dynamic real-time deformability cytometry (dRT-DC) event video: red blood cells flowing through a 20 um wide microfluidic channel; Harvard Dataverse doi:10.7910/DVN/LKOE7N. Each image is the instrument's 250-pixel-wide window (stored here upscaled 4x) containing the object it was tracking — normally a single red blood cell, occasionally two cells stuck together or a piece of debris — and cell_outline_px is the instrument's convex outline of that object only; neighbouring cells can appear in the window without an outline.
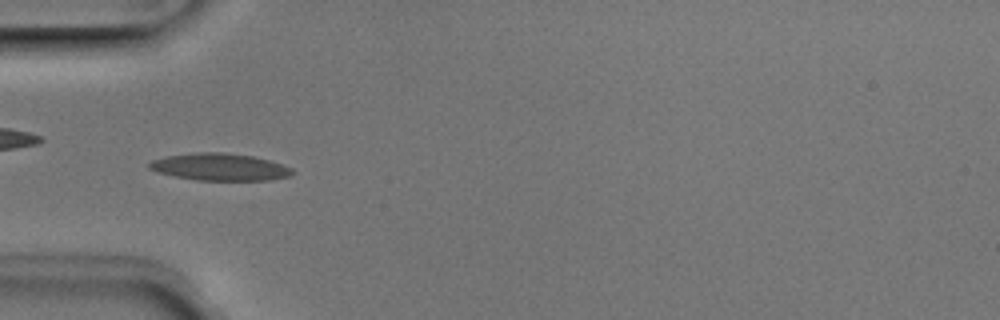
{"species": "Egyptian fruit bat (a non-hibernating species)", "species_latin": "Rousettus aegyptiacus", "temperature_condition": "room temperature", "stored_images_in_passage": 52, "camera_frame_rate_fps": 3000, "um_per_image_px": 0.085, "animal": {"sex": "male"}, "frame": {"image": 1, "passage_image": 17, "time_ms": 5.333, "image_size_px": [1000, 320], "cell_outline_px": [[296, 172], [288, 176], [272, 180], [196, 180], [156, 172], [148, 168], [148, 164], [152, 160], [164, 156], [196, 152], [224, 152], [252, 156], [268, 160], [292, 168]], "centroid_in_image_um": [18.66, 14.19], "position_along_channel_um": 66.3, "area_um2": 22.66}}
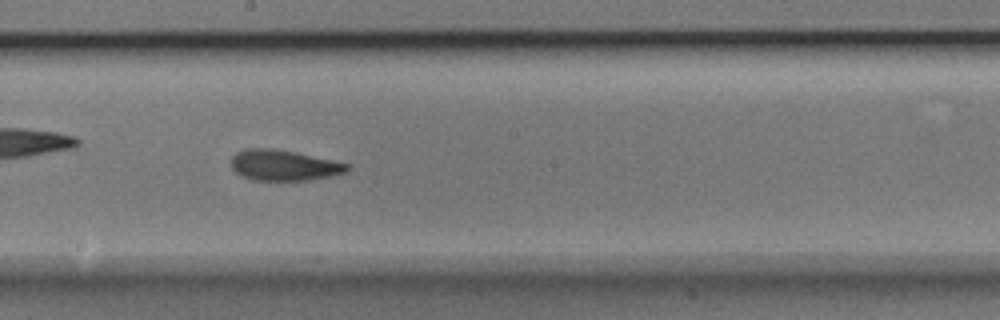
{"frame": {"image": 2, "passage_image": 29, "time_ms": 9.333, "image_size_px": [1000, 320], "cell_outline_px": [[352, 168], [348, 172], [336, 176], [308, 180], [252, 180], [240, 176], [232, 168], [232, 156], [236, 152], [244, 148], [272, 148], [296, 152], [352, 164]], "centroid_in_image_um": [24.19, 14.05], "position_along_channel_um": 224.0, "area_um2": 21.21}}
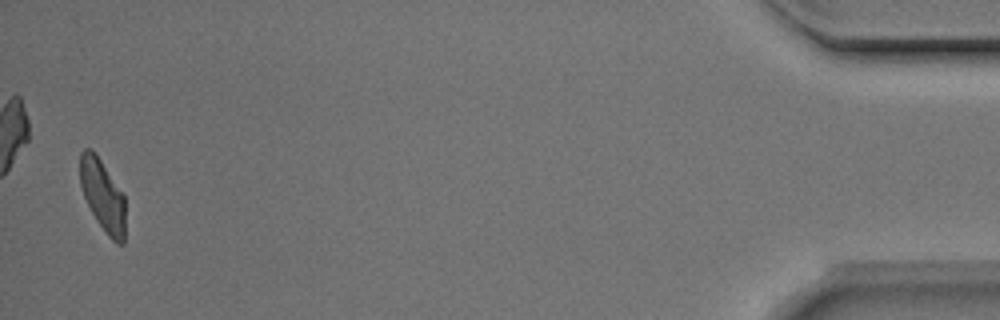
{"frame": {"image": 3, "passage_image": 51, "time_ms": 16.667, "image_size_px": [1000, 320], "cell_outline_px": [[124, 244], [116, 244], [108, 236], [96, 220], [84, 196], [80, 184], [80, 152], [84, 148], [92, 148], [96, 152], [124, 196]], "centroid_in_image_um": [8.71, 16.59], "position_along_channel_um": 426.5, "area_um2": 18.84}, "authors_computed_cell_mechanics": {"area_um2": 20.9525, "velocity_mm_per_s": 3.9507, "shape_relaxation_time_tau1_ms": 2.6719, "shape_relaxation_time_tau2_ms": 1.8905, "deformation_change_tau1": 0.1356, "deformation_change_tau2": 0.0978}}